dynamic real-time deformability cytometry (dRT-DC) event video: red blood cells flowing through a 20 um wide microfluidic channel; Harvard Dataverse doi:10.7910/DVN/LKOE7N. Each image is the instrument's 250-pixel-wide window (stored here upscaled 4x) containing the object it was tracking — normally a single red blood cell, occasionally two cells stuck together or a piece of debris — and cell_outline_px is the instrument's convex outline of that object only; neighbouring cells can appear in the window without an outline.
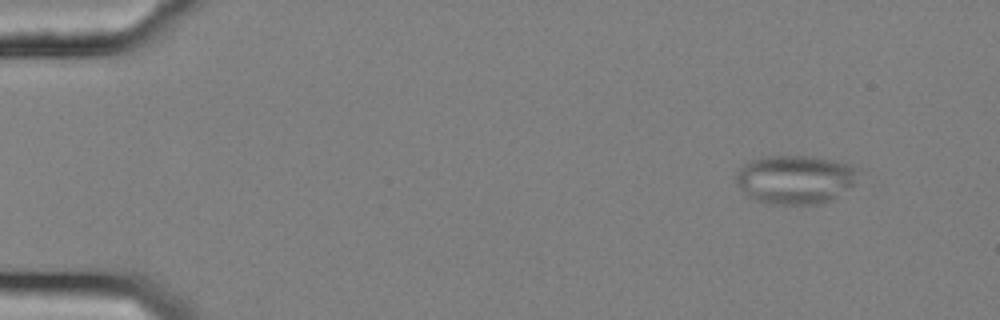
{"species": "common noctule bat (a hibernating species)", "species_latin": "Nyctalus noctula", "temperature_condition": "cold", "stored_images_in_passage": 9, "camera_frame_rate_fps": 3000, "um_per_image_px": 0.085, "animal": {"sex": "female", "body_mass_g": 25.1}, "frame": {"image": 1, "passage_image": 2, "time_ms": 0.333, "image_size_px": [1000, 320], "cell_outline_px": [[864, 180], [832, 200], [824, 204], [772, 204], [752, 200], [748, 196], [736, 180], [736, 172], [744, 164], [752, 160], [764, 156], [812, 156], [832, 160], [848, 164], [860, 168]], "centroid_in_image_um": [67.72, 15.26], "position_along_channel_um": 17.3, "area_um2": 35.6}}